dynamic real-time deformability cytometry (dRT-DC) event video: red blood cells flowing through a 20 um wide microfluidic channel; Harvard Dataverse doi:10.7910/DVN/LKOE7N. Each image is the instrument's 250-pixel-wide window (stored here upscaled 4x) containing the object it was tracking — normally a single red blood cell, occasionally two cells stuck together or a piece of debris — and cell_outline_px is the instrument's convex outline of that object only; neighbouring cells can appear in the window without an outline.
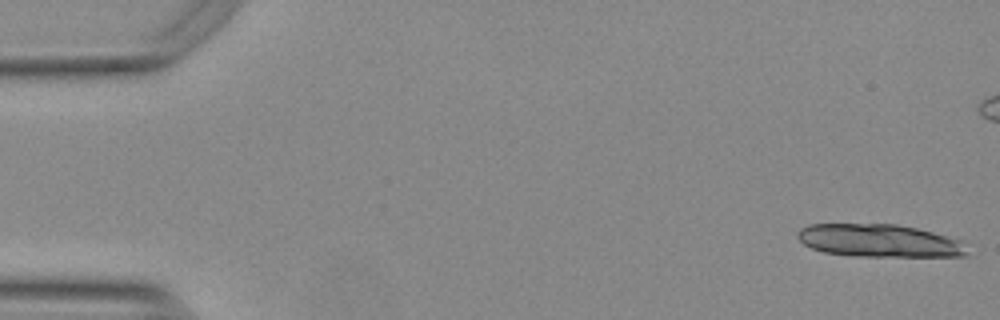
{"species": "Egyptian fruit bat (a non-hibernating species)", "species_latin": "Rousettus aegyptiacus", "temperature_condition": "warm", "stored_images_in_passage": 14, "camera_frame_rate_fps": 3000, "um_per_image_px": 0.085, "animal": {"sex": "female"}, "frame": {"image": 1, "passage_image": 1, "time_ms": 0.0, "image_size_px": [1000, 320], "cell_outline_px": [[968, 256], [856, 256], [824, 252], [812, 248], [804, 244], [796, 236], [796, 232], [800, 228], [808, 224], [896, 224], [916, 228], [932, 232], [960, 240], [968, 252]], "centroid_in_image_um": [74.7, 20.45], "position_along_channel_um": 10.3, "area_um2": 32.31}}